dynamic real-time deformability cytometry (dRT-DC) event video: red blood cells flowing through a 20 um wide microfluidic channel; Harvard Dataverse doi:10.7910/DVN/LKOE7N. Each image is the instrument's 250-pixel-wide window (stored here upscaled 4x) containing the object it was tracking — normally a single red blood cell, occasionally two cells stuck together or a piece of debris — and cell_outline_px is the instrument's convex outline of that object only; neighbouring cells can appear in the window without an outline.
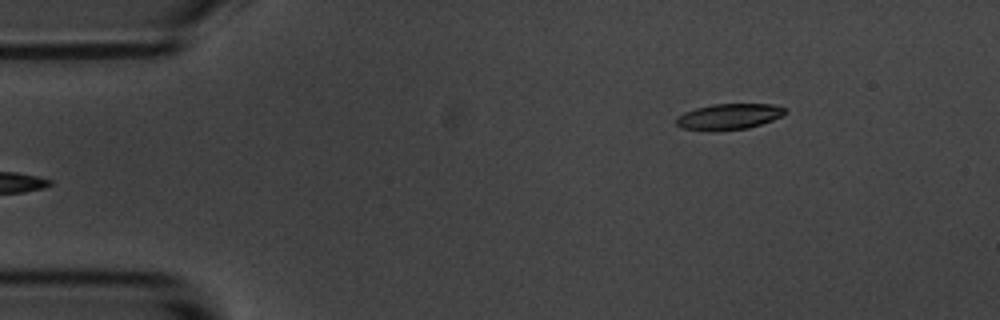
{"species": "common noctule bat (a hibernating species)", "species_latin": "Nyctalus noctula", "temperature_condition": "room temperature", "stored_images_in_passage": 6, "camera_frame_rate_fps": 3000, "um_per_image_px": 0.085, "animal": {"sex": "male", "body_mass_g": 20.1, "forearm_length_mm": 53.5}, "frame": {"image": 1, "passage_image": 6, "time_ms": 6.333, "image_size_px": [1000, 320], "cell_outline_px": [[788, 112], [784, 116], [748, 128], [680, 128], [676, 124], [676, 116], [684, 112], [696, 108], [712, 104], [772, 104], [784, 108]], "centroid_in_image_um": [62.01, 9.86], "position_along_channel_um": 23.0, "area_um2": 15.72}}